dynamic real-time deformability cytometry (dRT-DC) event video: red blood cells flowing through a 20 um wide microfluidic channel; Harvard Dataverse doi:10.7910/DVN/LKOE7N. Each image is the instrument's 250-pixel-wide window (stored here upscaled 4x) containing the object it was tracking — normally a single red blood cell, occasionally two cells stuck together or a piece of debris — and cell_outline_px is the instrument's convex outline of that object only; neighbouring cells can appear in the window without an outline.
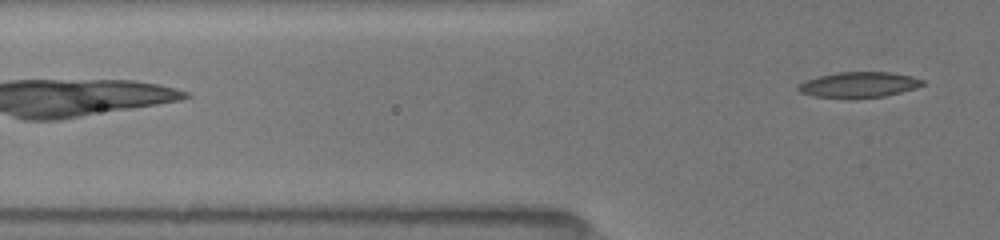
{"species": "common noctule bat (a hibernating species)", "species_latin": "Nyctalus noctula", "temperature_condition": "room temperature", "stored_images_in_passage": 13, "camera_frame_rate_fps": 3000, "um_per_image_px": 0.085, "animal": {"sex": "female", "body_mass_g": 19.5, "forearm_length_mm": 54.1}, "frame": {"image": 1, "passage_image": 13, "time_ms": 4.667, "image_size_px": [1000, 240], "cell_outline_px": [[924, 84], [916, 88], [884, 96], [856, 100], [848, 100], [812, 96], [800, 92], [796, 88], [800, 84], [808, 80], [820, 76], [836, 72], [892, 72], [912, 76], [924, 80]], "centroid_in_image_um": [73.0, 7.23], "position_along_channel_um": 52.8, "area_um2": 18.96}}